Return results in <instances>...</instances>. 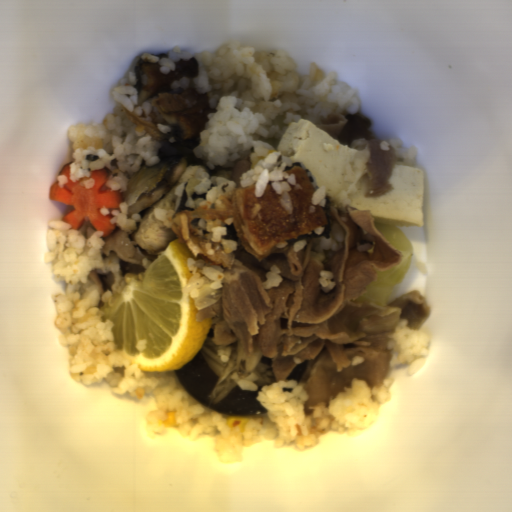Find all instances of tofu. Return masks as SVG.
Returning <instances> with one entry per match:
<instances>
[{"instance_id":"1","label":"tofu","mask_w":512,"mask_h":512,"mask_svg":"<svg viewBox=\"0 0 512 512\" xmlns=\"http://www.w3.org/2000/svg\"><path fill=\"white\" fill-rule=\"evenodd\" d=\"M276 151H281L290 161L302 163L317 189L335 201L346 189V169L357 156V150L330 137L303 118L289 122L282 137L277 139Z\"/></svg>"},{"instance_id":"2","label":"tofu","mask_w":512,"mask_h":512,"mask_svg":"<svg viewBox=\"0 0 512 512\" xmlns=\"http://www.w3.org/2000/svg\"><path fill=\"white\" fill-rule=\"evenodd\" d=\"M389 182L392 190L380 197L357 196L349 207L369 211L373 222L394 227L424 224V173L405 165L394 167Z\"/></svg>"}]
</instances>
